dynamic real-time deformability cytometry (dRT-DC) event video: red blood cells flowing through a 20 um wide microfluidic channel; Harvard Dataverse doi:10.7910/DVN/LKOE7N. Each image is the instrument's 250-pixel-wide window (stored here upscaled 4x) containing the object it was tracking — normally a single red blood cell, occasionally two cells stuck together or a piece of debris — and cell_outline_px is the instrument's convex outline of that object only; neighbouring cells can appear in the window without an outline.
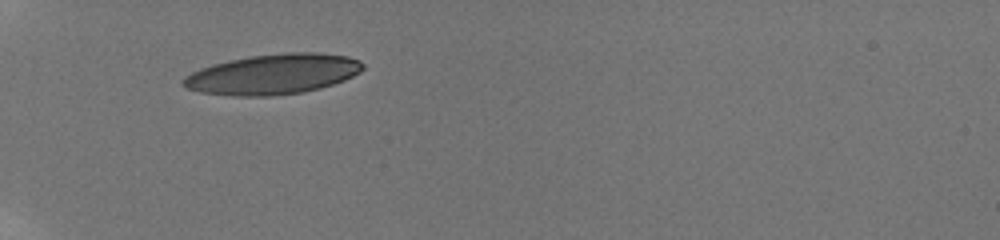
{"species": "human", "species_latin": "Homo sapiens", "temperature_condition": "room temperature", "stored_images_in_passage": 9, "camera_frame_rate_fps": 3000, "um_per_image_px": 0.085, "donor": {"sex": "male"}, "frame": {"image": 1, "passage_image": 1, "time_ms": 0.0, "image_size_px": [1000, 240], "cell_outline_px": [[364, 68], [360, 72], [344, 80], [320, 88], [304, 92], [268, 96], [232, 96], [200, 92], [184, 88], [180, 84], [180, 80], [184, 76], [200, 68], [228, 60], [252, 56], [284, 52], [324, 52], [348, 56], [360, 60], [364, 64]], "centroid_in_image_um": [23.19, 6.3], "position_along_channel_um": 61.8, "area_um2": 42.54}}
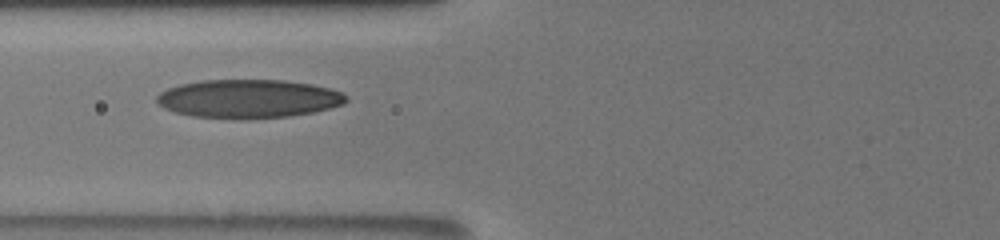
{"frame": {"image": 2, "passage_image": 8, "time_ms": 1.667, "image_size_px": [1000, 240], "cell_outline_px": [[348, 100], [344, 104], [312, 112], [288, 116], [248, 120], [192, 116], [176, 112], [164, 108], [156, 100], [156, 96], [160, 92], [168, 88], [180, 84], [200, 80], [284, 80], [312, 84], [328, 88], [340, 92], [348, 96]], "centroid_in_image_um": [21.11, 8.4], "position_along_channel_um": 104.7, "area_um2": 42.71}}